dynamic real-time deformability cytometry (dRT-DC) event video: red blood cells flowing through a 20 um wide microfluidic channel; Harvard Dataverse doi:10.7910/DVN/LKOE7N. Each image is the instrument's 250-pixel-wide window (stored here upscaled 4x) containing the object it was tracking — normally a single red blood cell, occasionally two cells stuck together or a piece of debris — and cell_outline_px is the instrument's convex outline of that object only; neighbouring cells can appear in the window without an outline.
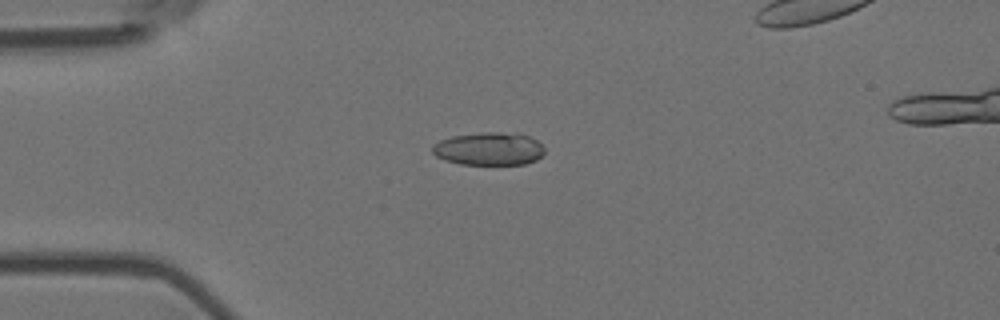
{"species": "Egyptian fruit bat (a non-hibernating species)", "species_latin": "Rousettus aegyptiacus", "temperature_condition": "room temperature", "stored_images_in_passage": 55, "camera_frame_rate_fps": 3000, "um_per_image_px": 0.085, "animal": {"sex": "female"}, "frame": {"image": 1, "passage_image": 13, "time_ms": 4.0, "image_size_px": [1000, 320], "cell_outline_px": [[544, 152], [536, 160], [524, 164], [460, 164], [444, 160], [436, 156], [432, 152], [432, 144], [440, 140], [452, 136], [484, 132], [520, 132], [536, 140], [544, 148]], "centroid_in_image_um": [41.55, 12.63], "position_along_channel_um": 43.5, "area_um2": 21.68}}
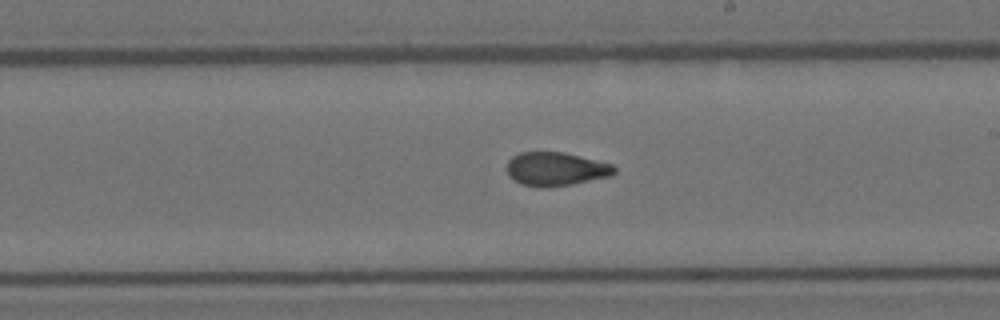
{"frame": {"image": 2, "passage_image": 31, "time_ms": 10.0, "image_size_px": [1000, 320], "cell_outline_px": [[616, 172], [612, 176], [572, 184], [544, 188], [540, 188], [520, 184], [508, 176], [508, 160], [512, 156], [520, 152], [564, 152], [612, 164], [616, 168]], "centroid_in_image_um": [47.24, 14.37], "position_along_channel_um": 241.8, "area_um2": 21.21}}
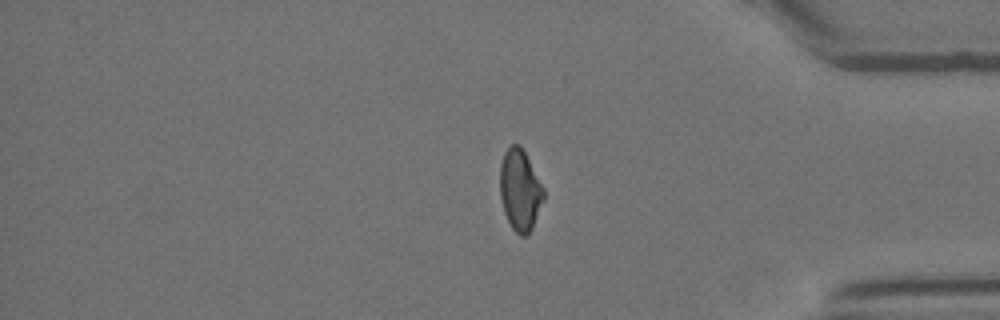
{"frame": {"image": 3, "passage_image": 45, "time_ms": 14.667, "image_size_px": [1000, 320], "cell_outline_px": [[544, 200], [532, 228], [524, 236], [520, 236], [512, 228], [504, 212], [500, 196], [500, 164], [504, 152], [512, 144], [520, 144], [544, 188]], "centroid_in_image_um": [44.19, 16.15], "position_along_channel_um": 391.0, "area_um2": 20.58}}